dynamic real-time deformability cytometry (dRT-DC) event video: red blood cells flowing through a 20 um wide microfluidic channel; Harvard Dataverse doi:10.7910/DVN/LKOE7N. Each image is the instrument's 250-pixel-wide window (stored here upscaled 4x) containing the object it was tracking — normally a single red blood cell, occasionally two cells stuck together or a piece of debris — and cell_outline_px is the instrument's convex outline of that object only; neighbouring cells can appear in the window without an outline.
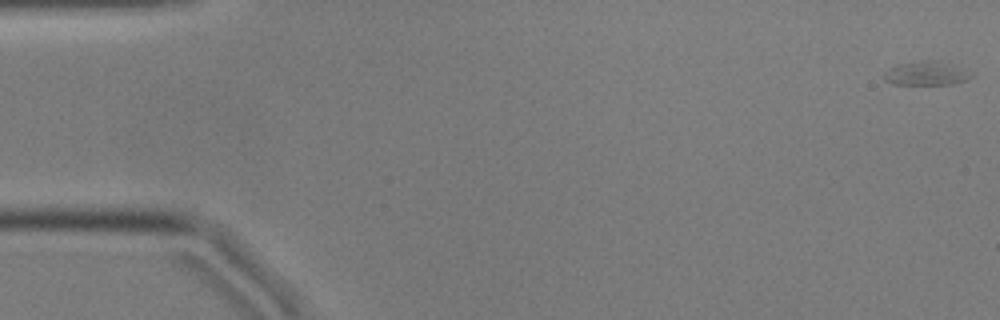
{"species": "common noctule bat (a hibernating species)", "species_latin": "Nyctalus noctula", "temperature_condition": "cold", "stored_images_in_passage": 56, "camera_frame_rate_fps": 3000, "um_per_image_px": 0.085, "animal": {"sex": "male", "body_mass_g": 17.9, "forearm_length_mm": 54.2}, "frame": {"image": 1, "passage_image": 1, "time_ms": 0.0, "image_size_px": [1000, 320], "cell_outline_px": [[972, 76], [964, 80], [952, 84], [892, 84], [884, 80], [884, 72], [900, 64], [924, 60], [940, 60]], "centroid_in_image_um": [78.62, 6.25], "position_along_channel_um": 6.4, "area_um2": 11.5}}
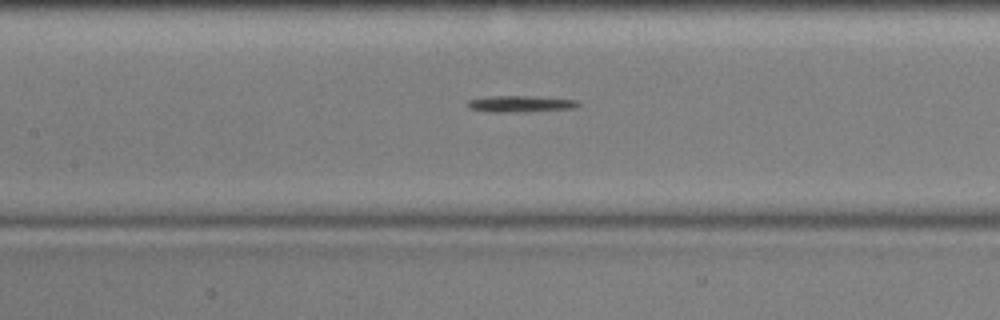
{"frame": {"image": 2, "passage_image": 25, "time_ms": 8.0, "image_size_px": [1000, 320], "cell_outline_px": [[580, 104], [576, 108], [528, 112], [484, 112], [468, 108], [468, 100], [488, 96], [536, 96], [576, 100]], "centroid_in_image_um": [44.22, 8.84], "position_along_channel_um": 163.2, "area_um2": 10.81}}
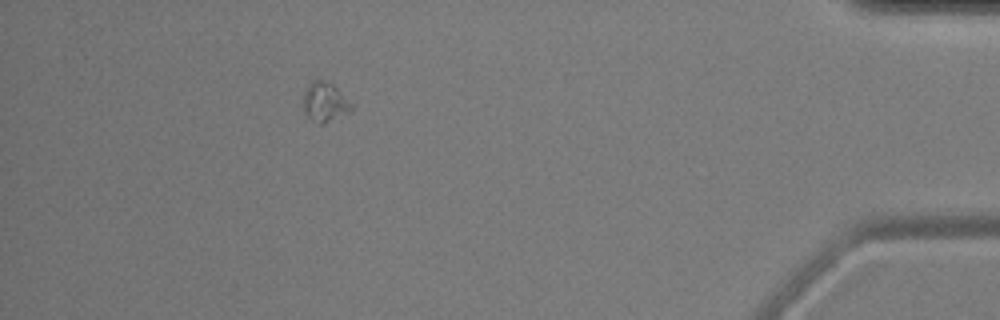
{"frame": {"image": 3, "passage_image": 50, "time_ms": 16.333, "image_size_px": [1000, 320], "cell_outline_px": [[356, 104], [348, 112], [320, 124], [312, 120], [304, 112], [304, 92], [308, 84], [312, 80], [320, 80], [332, 84], [356, 100]], "centroid_in_image_um": [27.7, 8.63], "position_along_channel_um": 407.5, "area_um2": 11.27}}